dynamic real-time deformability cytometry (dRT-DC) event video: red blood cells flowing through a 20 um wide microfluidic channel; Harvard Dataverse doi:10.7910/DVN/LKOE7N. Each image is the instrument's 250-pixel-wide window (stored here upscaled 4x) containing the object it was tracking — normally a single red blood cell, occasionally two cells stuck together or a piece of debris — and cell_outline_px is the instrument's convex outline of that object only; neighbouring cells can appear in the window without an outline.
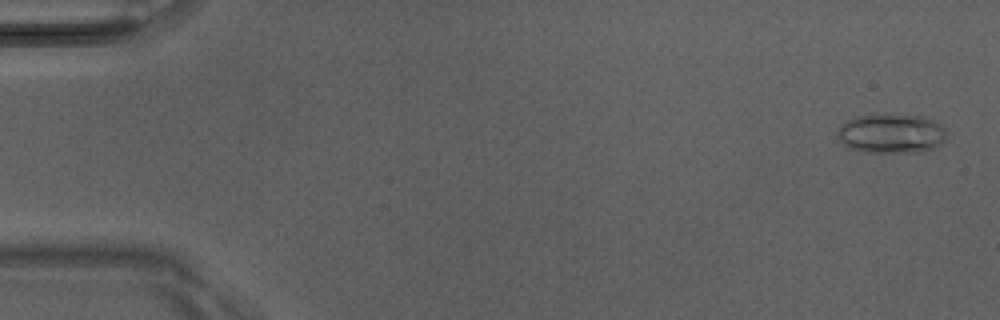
{"species": "Egyptian fruit bat (a non-hibernating species)", "species_latin": "Rousettus aegyptiacus", "temperature_condition": "room temperature", "stored_images_in_passage": 6, "camera_frame_rate_fps": 3000, "um_per_image_px": 0.085, "animal": {"sex": "male"}, "frame": {"image": 1, "passage_image": 1, "time_ms": 0.0, "image_size_px": [1000, 320], "cell_outline_px": [[944, 140], [940, 144], [932, 148], [920, 152], [868, 152], [852, 148], [844, 144], [836, 136], [836, 132], [840, 124], [856, 116], [884, 112], [924, 116], [940, 124], [944, 128]], "centroid_in_image_um": [75.72, 11.3], "position_along_channel_um": 9.3, "area_um2": 25.43}}
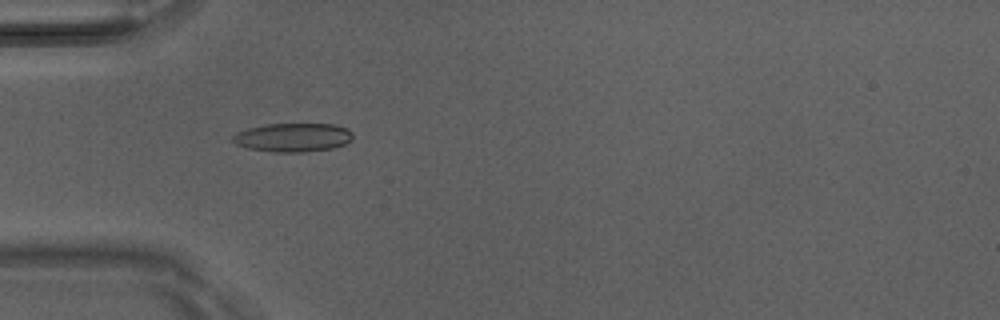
{"frame": {"image": 2, "passage_image": 5, "time_ms": 1.333, "image_size_px": [1000, 320], "cell_outline_px": [[352, 140], [344, 144], [332, 148], [304, 152], [272, 152], [248, 148], [236, 144], [232, 140], [232, 136], [236, 132], [248, 128], [268, 124], [336, 124], [348, 128], [352, 132]], "centroid_in_image_um": [24.91, 11.68], "position_along_channel_um": 60.1, "area_um2": 20.17}}